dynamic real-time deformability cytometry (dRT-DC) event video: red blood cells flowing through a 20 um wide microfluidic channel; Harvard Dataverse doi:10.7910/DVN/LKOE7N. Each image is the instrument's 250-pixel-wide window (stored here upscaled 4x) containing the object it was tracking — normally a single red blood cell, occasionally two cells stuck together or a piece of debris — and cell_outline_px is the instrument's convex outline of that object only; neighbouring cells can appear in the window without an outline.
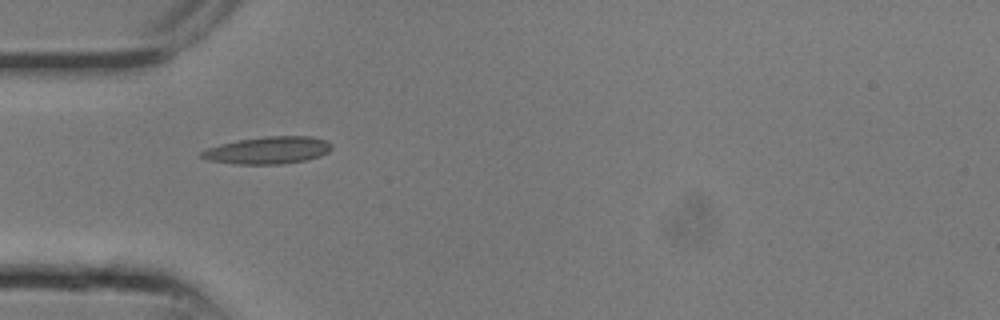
{"species": "common noctule bat (a hibernating species)", "species_latin": "Nyctalus noctula", "temperature_condition": "room temperature", "stored_images_in_passage": 16, "camera_frame_rate_fps": 3000, "um_per_image_px": 0.085, "animal": {"sex": "male", "body_mass_g": 13.3}, "frame": {"image": 1, "passage_image": 1, "time_ms": 0.0, "image_size_px": [1000, 320], "cell_outline_px": [[332, 148], [328, 152], [320, 156], [304, 160], [280, 164], [236, 164], [208, 160], [200, 156], [200, 152], [208, 148], [220, 144], [240, 140], [264, 136], [312, 136], [328, 140], [332, 144]], "centroid_in_image_um": [22.81, 12.76], "position_along_channel_um": 62.2, "area_um2": 20.63}}
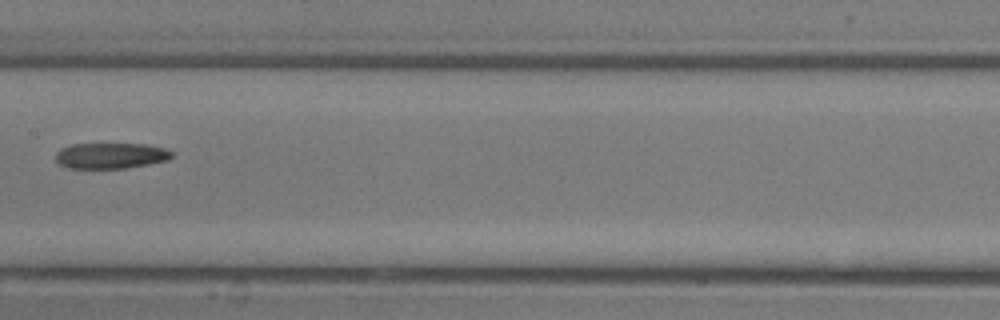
{"frame": {"image": 2, "passage_image": 6, "time_ms": 1.667, "image_size_px": [1000, 320], "cell_outline_px": [[172, 156], [168, 160], [128, 168], [68, 168], [60, 164], [56, 160], [56, 152], [60, 148], [72, 144], [148, 144], [164, 148], [172, 152]], "centroid_in_image_um": [9.41, 13.23], "position_along_channel_um": 198.0, "area_um2": 17.46}}
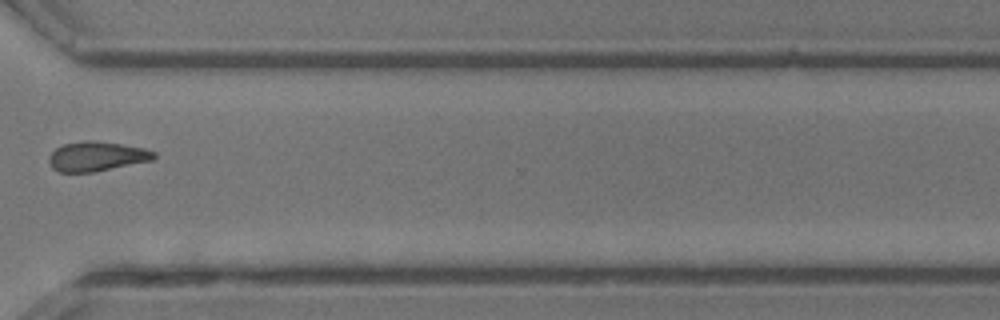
{"frame": {"image": 3, "passage_image": 12, "time_ms": 3.667, "image_size_px": [1000, 320], "cell_outline_px": [[156, 156], [152, 160], [92, 172], [60, 172], [52, 168], [48, 160], [52, 152], [56, 148], [64, 144], [84, 140], [92, 140], [120, 144], [144, 148], [156, 152]], "centroid_in_image_um": [8.21, 13.28], "position_along_channel_um": 362.4, "area_um2": 17.92}}